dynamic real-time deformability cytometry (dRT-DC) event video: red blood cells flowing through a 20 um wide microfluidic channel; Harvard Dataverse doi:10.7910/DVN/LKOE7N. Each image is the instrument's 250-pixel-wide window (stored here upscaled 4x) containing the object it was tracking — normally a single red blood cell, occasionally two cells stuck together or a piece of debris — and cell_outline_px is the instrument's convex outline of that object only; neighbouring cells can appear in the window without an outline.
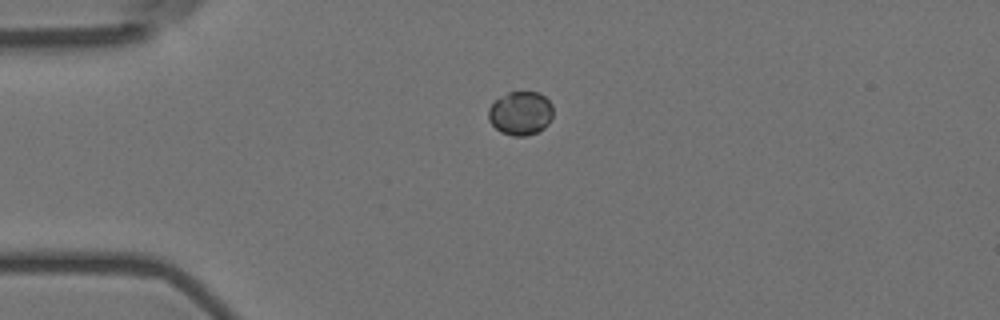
{"species": "Egyptian fruit bat (a non-hibernating species)", "species_latin": "Rousettus aegyptiacus", "temperature_condition": "room temperature", "stored_images_in_passage": 42, "camera_frame_rate_fps": 3000, "um_per_image_px": 0.085, "animal": {"sex": "female"}, "frame": {"image": 1, "passage_image": 1, "time_ms": 0.0, "image_size_px": [1000, 320], "cell_outline_px": [[552, 116], [548, 124], [544, 128], [536, 132], [524, 136], [512, 136], [500, 132], [488, 120], [488, 108], [500, 96], [508, 92], [540, 92], [552, 104]], "centroid_in_image_um": [44.23, 9.62], "position_along_channel_um": 40.8, "area_um2": 16.53}}
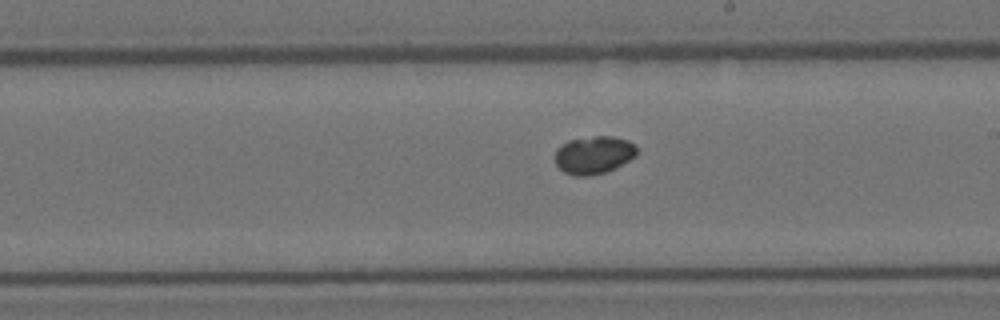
{"frame": {"image": 2, "passage_image": 19, "time_ms": 6.0, "image_size_px": [1000, 320], "cell_outline_px": [[636, 156], [616, 168], [604, 172], [588, 176], [572, 176], [564, 172], [556, 164], [556, 148], [568, 140], [596, 136], [612, 136], [628, 140], [636, 144]], "centroid_in_image_um": [50.48, 13.17], "position_along_channel_um": 238.5, "area_um2": 18.09}}
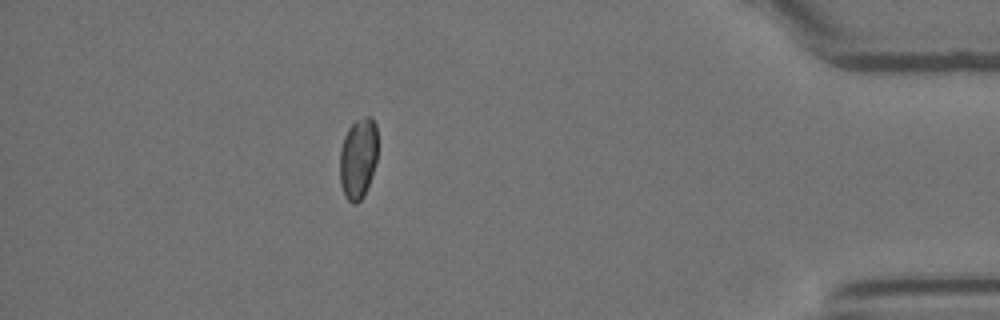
{"frame": {"image": 3, "passage_image": 36, "time_ms": 11.667, "image_size_px": [1000, 320], "cell_outline_px": [[376, 160], [368, 184], [360, 200], [356, 204], [352, 204], [344, 196], [340, 184], [340, 148], [344, 136], [348, 128], [356, 120], [364, 116], [372, 116], [376, 124]], "centroid_in_image_um": [30.41, 13.43], "position_along_channel_um": 404.8, "area_um2": 17.74}, "authors_computed_cell_mechanics": {"area_um2": 17.7157, "velocity_mm_per_s": 3.7426, "shape_relaxation_time_tau1_ms": null, "shape_relaxation_time_tau2_ms": 7.0855, "deformation_change_tau1": null, "deformation_change_tau2": 0.0356}}